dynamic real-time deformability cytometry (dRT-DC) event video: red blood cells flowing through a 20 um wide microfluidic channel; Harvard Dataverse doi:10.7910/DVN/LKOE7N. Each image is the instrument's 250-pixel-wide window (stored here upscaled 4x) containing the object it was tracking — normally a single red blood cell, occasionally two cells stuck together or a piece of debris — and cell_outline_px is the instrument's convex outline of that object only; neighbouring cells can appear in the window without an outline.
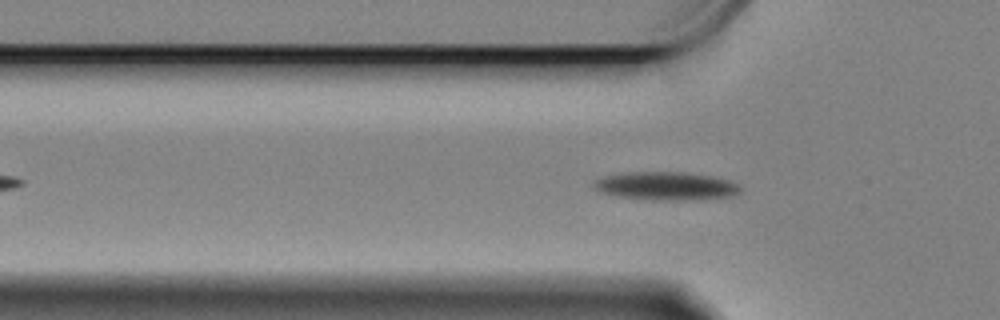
{"species": "Egyptian fruit bat (a non-hibernating species)", "species_latin": "Rousettus aegyptiacus", "temperature_condition": "cold", "stored_images_in_passage": 50, "camera_frame_rate_fps": 3000, "um_per_image_px": 0.085, "animal": {"sex": "female"}, "frame": {"image": 1, "passage_image": 14, "time_ms": 4.333, "image_size_px": [1000, 320], "cell_outline_px": [[740, 192], [728, 196], [684, 200], [652, 200], [616, 196], [604, 192], [596, 188], [592, 184], [596, 180], [604, 176], [632, 172], [684, 172], [712, 176], [728, 180], [736, 184], [740, 188]], "centroid_in_image_um": [56.59, 15.8], "position_along_channel_um": 69.2, "area_um2": 23.64}}
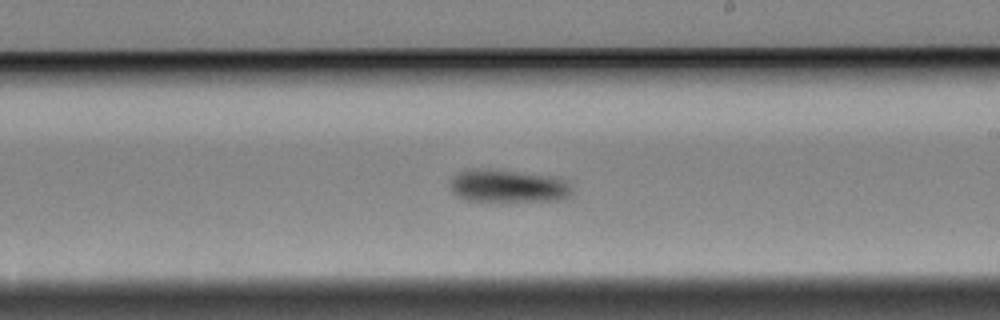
{"frame": {"image": 2, "passage_image": 30, "time_ms": 9.667, "image_size_px": [1000, 320], "cell_outline_px": [[572, 192], [568, 196], [560, 200], [468, 200], [456, 196], [452, 192], [452, 180], [460, 172], [468, 168], [512, 172], [548, 176], [564, 180], [568, 184]], "centroid_in_image_um": [43.16, 15.82], "position_along_channel_um": 245.8, "area_um2": 22.2}}
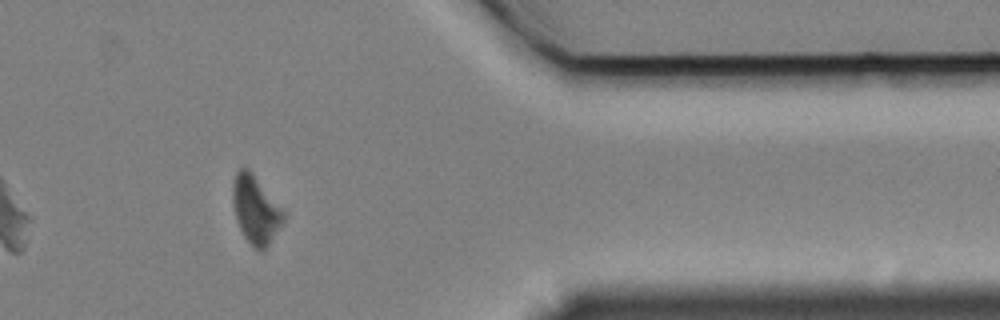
{"frame": {"image": 3, "passage_image": 45, "time_ms": 14.667, "image_size_px": [1000, 320], "cell_outline_px": [[284, 220], [268, 244], [260, 252], [252, 248], [244, 236], [236, 220], [232, 196], [232, 188], [236, 172], [240, 168], [248, 168], [252, 172], [284, 212]], "centroid_in_image_um": [21.7, 17.83], "position_along_channel_um": 389.7, "area_um2": 19.65}, "authors_computed_cell_mechanics": {"area_um2": 22.1663, "velocity_mm_per_s": 3.298, "shape_relaxation_time_tau1_ms": 1.4211, "shape_relaxation_time_tau2_ms": null, "deformation_change_tau1": 0.1065, "deformation_change_tau2": null}}